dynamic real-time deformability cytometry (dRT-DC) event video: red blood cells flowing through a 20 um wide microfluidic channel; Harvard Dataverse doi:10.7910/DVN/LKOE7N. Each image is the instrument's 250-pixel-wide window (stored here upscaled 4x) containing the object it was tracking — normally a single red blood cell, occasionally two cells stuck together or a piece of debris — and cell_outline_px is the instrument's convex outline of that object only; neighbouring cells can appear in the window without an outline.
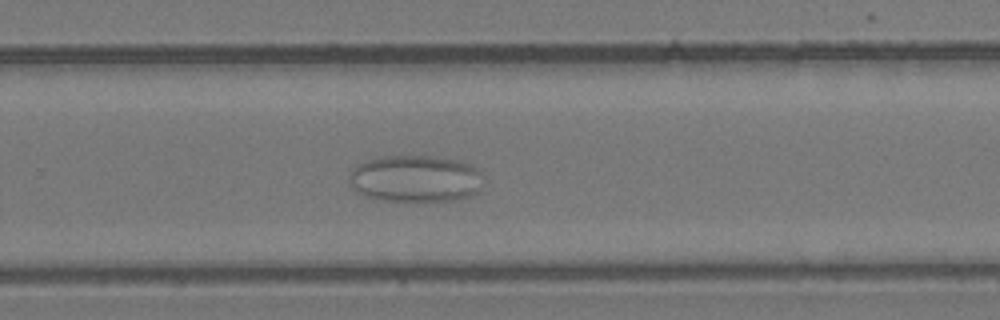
{"species": "common noctule bat (a hibernating species)", "species_latin": "Nyctalus noctula", "temperature_condition": "room temperature", "stored_images_in_passage": 55, "camera_frame_rate_fps": 3000, "um_per_image_px": 0.085, "animal": {"sex": "female", "body_mass_g": 24.6, "forearm_length_mm": 56.2}, "frame": {"image": 1, "passage_image": 37, "time_ms": 12.0, "image_size_px": [1000, 320], "cell_outline_px": [[480, 188], [476, 192], [468, 196], [452, 200], [376, 200], [364, 196], [356, 192], [352, 188], [348, 180], [348, 176], [352, 168], [356, 164], [368, 160], [384, 156], [436, 156], [460, 160], [472, 164], [480, 172]], "centroid_in_image_um": [35.25, 15.17], "position_along_channel_um": 294.6, "area_um2": 36.76}}